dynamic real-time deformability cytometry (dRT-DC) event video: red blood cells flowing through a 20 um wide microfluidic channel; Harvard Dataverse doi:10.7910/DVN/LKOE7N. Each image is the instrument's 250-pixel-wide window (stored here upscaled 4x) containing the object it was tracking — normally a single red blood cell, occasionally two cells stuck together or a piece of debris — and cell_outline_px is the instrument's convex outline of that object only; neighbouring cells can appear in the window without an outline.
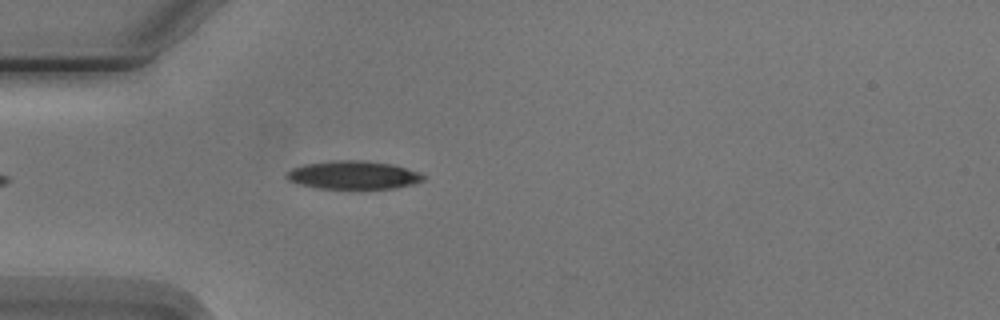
{"species": "Egyptian fruit bat (a non-hibernating species)", "species_latin": "Rousettus aegyptiacus", "temperature_condition": "cold", "stored_images_in_passage": 2, "camera_frame_rate_fps": 3000, "um_per_image_px": 0.085, "animal": {"sex": "male"}, "frame": {"image": 1, "passage_image": 2, "time_ms": 1.0, "image_size_px": [1000, 320], "cell_outline_px": [[428, 176], [424, 180], [412, 184], [392, 188], [316, 188], [300, 184], [288, 180], [284, 176], [292, 168], [304, 164], [332, 160], [364, 160], [392, 164], [420, 172]], "centroid_in_image_um": [30.04, 14.86], "position_along_channel_um": 55.0, "area_um2": 22.54}}